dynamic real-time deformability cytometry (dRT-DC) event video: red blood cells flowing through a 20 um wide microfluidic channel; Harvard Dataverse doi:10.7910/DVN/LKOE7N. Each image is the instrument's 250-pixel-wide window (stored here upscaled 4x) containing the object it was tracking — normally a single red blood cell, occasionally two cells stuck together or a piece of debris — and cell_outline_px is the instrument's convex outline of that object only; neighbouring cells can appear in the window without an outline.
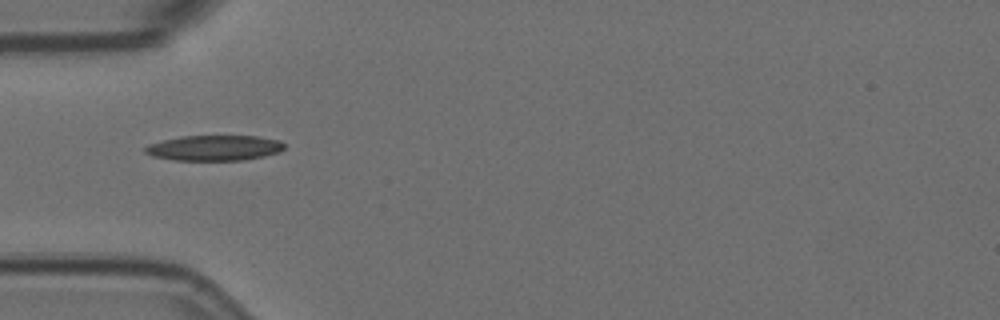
{"species": "Egyptian fruit bat (a non-hibernating species)", "species_latin": "Rousettus aegyptiacus", "temperature_condition": "room temperature", "stored_images_in_passage": 2, "camera_frame_rate_fps": 3000, "um_per_image_px": 0.085, "animal": {"sex": "female"}, "frame": {"image": 1, "passage_image": 1, "time_ms": 0.0, "image_size_px": [1000, 320], "cell_outline_px": [[284, 148], [280, 152], [264, 156], [244, 160], [176, 160], [152, 156], [144, 152], [144, 148], [148, 144], [180, 136], [256, 136], [280, 140], [284, 144]], "centroid_in_image_um": [18.22, 12.57], "position_along_channel_um": 66.8, "area_um2": 20.58}}
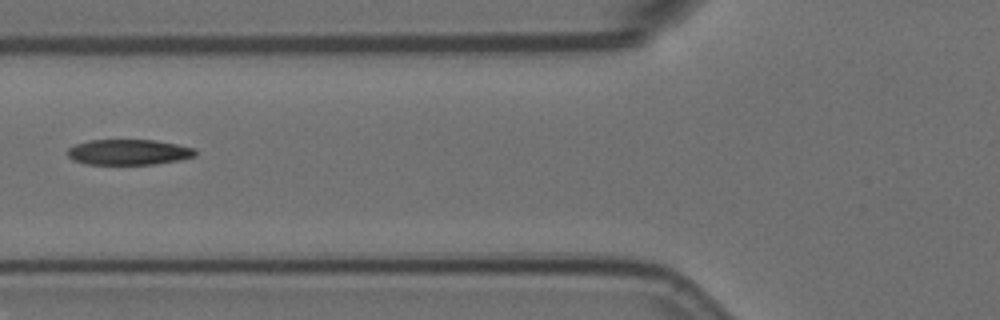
{"frame": {"image": 2, "passage_image": 2, "time_ms": 0.333, "image_size_px": [1000, 320], "cell_outline_px": [[196, 156], [180, 160], [152, 164], [84, 164], [72, 160], [68, 156], [68, 148], [76, 144], [88, 140], [156, 140], [196, 148]], "centroid_in_image_um": [10.94, 12.93], "position_along_channel_um": 114.9, "area_um2": 19.07}}